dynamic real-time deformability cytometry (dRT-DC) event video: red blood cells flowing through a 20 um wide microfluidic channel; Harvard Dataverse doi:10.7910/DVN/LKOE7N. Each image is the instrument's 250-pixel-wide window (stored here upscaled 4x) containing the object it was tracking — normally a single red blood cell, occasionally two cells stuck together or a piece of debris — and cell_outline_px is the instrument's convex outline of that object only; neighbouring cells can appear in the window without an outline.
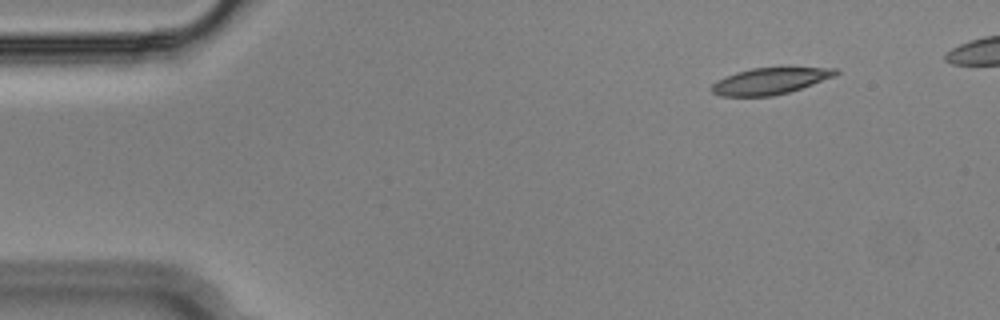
{"species": "Egyptian fruit bat (a non-hibernating species)", "species_latin": "Rousettus aegyptiacus", "temperature_condition": "cold", "stored_images_in_passage": 46, "camera_frame_rate_fps": 3000, "um_per_image_px": 0.085, "animal": {"sex": "male"}, "frame": {"image": 1, "passage_image": 1, "time_ms": 0.0, "image_size_px": [1000, 320], "cell_outline_px": [[840, 72], [836, 76], [788, 92], [772, 96], [720, 96], [712, 92], [712, 84], [716, 80], [724, 76], [736, 72], [752, 68], [836, 68]], "centroid_in_image_um": [65.42, 6.89], "position_along_channel_um": 19.6, "area_um2": 18.96}}
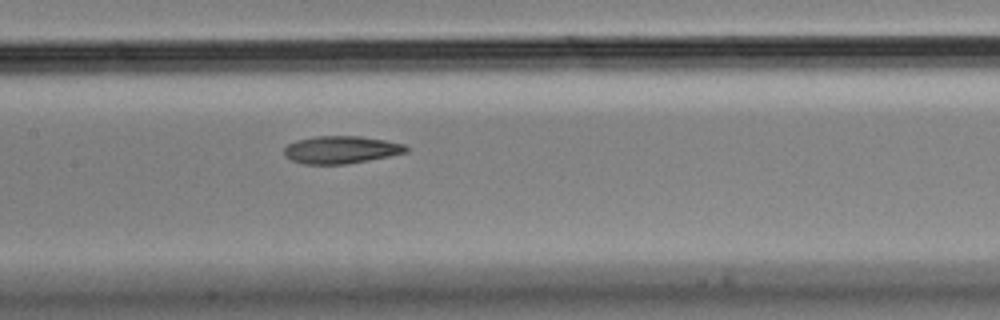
{"frame": {"image": 2, "passage_image": 21, "time_ms": 6.667, "image_size_px": [1000, 320], "cell_outline_px": [[408, 152], [368, 160], [344, 164], [304, 164], [292, 160], [284, 156], [284, 148], [288, 144], [296, 140], [316, 136], [360, 136], [384, 140], [404, 144], [408, 148]], "centroid_in_image_um": [28.96, 12.72], "position_along_channel_um": 178.4, "area_um2": 19.48}}
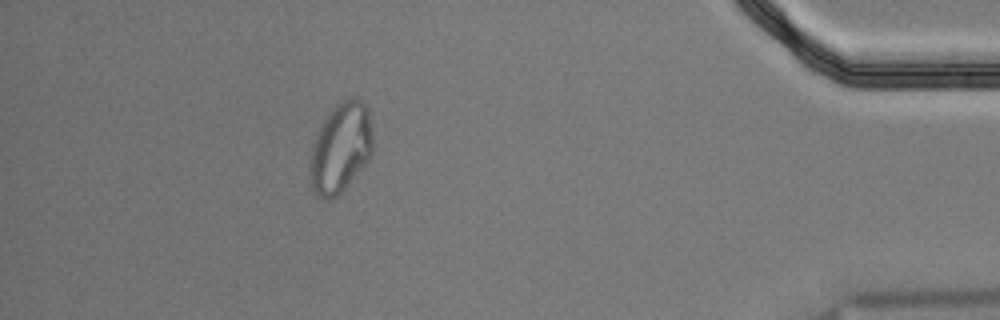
{"frame": {"image": 3, "passage_image": 44, "time_ms": 14.333, "image_size_px": [1000, 320], "cell_outline_px": [[372, 152], [368, 160], [344, 192], [328, 200], [324, 200], [316, 192], [312, 184], [308, 172], [308, 156], [316, 132], [328, 112], [336, 104], [352, 96], [356, 96], [368, 108], [372, 128]], "centroid_in_image_um": [28.93, 12.57], "position_along_channel_um": 406.3, "area_um2": 33.64}, "authors_computed_cell_mechanics": {"area_um2": 20.3456, "velocity_mm_per_s": 3.633, "shape_relaxation_time_tau1_ms": null, "shape_relaxation_time_tau2_ms": 3.7147, "deformation_change_tau1": null, "deformation_change_tau2": 0.1061}}